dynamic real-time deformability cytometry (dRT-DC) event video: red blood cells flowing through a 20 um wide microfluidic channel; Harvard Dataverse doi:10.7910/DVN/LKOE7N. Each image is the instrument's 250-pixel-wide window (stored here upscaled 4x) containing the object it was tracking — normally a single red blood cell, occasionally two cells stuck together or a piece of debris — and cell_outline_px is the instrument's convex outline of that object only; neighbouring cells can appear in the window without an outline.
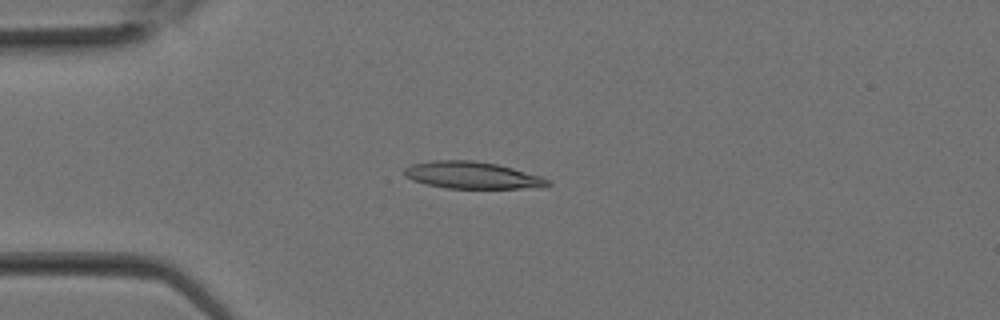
{"species": "Egyptian fruit bat (a non-hibernating species)", "species_latin": "Rousettus aegyptiacus", "temperature_condition": "room temperature", "stored_images_in_passage": 9, "camera_frame_rate_fps": 3000, "um_per_image_px": 0.085, "animal": {"sex": "female"}, "frame": {"image": 1, "passage_image": 6, "time_ms": 1.667, "image_size_px": [1000, 320], "cell_outline_px": [[552, 184], [544, 188], [448, 188], [428, 184], [412, 180], [404, 176], [404, 168], [412, 164], [432, 160], [472, 160], [496, 164], [512, 168], [540, 176], [552, 180]], "centroid_in_image_um": [40.17, 14.9], "position_along_channel_um": 44.8, "area_um2": 22.6}}
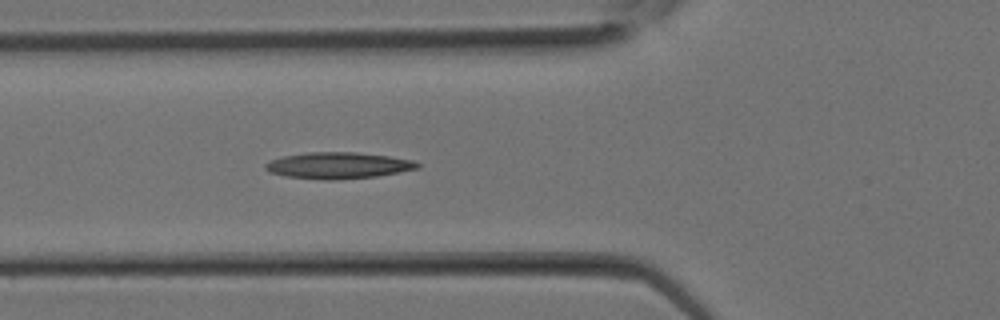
{"frame": {"image": 2, "passage_image": 9, "time_ms": 2.667, "image_size_px": [1000, 320], "cell_outline_px": [[420, 168], [376, 176], [332, 180], [328, 180], [288, 176], [268, 172], [264, 168], [264, 164], [272, 160], [284, 156], [308, 152], [356, 152], [388, 156], [412, 160], [420, 164]], "centroid_in_image_um": [28.74, 14.06], "position_along_channel_um": 97.1, "area_um2": 23.12}}